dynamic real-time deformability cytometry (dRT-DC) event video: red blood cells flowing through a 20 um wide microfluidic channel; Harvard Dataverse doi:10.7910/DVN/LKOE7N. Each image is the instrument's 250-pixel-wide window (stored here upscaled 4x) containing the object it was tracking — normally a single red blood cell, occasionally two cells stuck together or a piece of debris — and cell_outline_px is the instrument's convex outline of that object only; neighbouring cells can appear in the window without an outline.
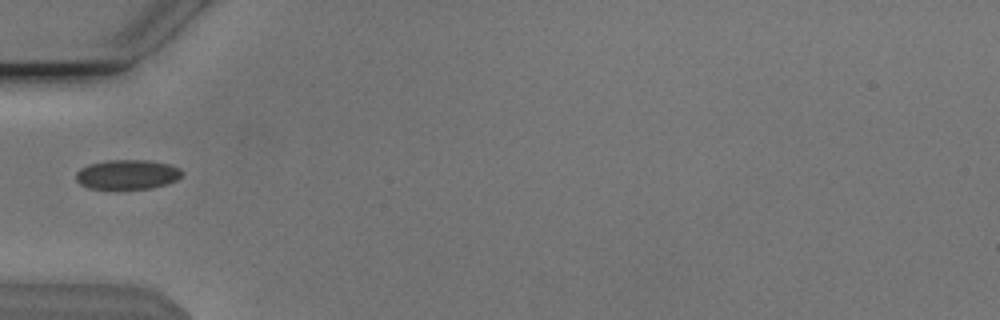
{"species": "Egyptian fruit bat (a non-hibernating species)", "species_latin": "Rousettus aegyptiacus", "temperature_condition": "cold", "stored_images_in_passage": 36, "camera_frame_rate_fps": 3000, "um_per_image_px": 0.085, "animal": {"sex": "male"}, "frame": {"image": 1, "passage_image": 1, "time_ms": 0.0, "image_size_px": [1000, 320], "cell_outline_px": [[184, 172], [176, 180], [152, 188], [124, 192], [88, 188], [80, 184], [76, 180], [76, 172], [80, 168], [88, 164], [108, 160], [148, 160], [168, 164], [180, 168]], "centroid_in_image_um": [10.78, 14.88], "position_along_channel_um": 74.2, "area_um2": 19.07}}
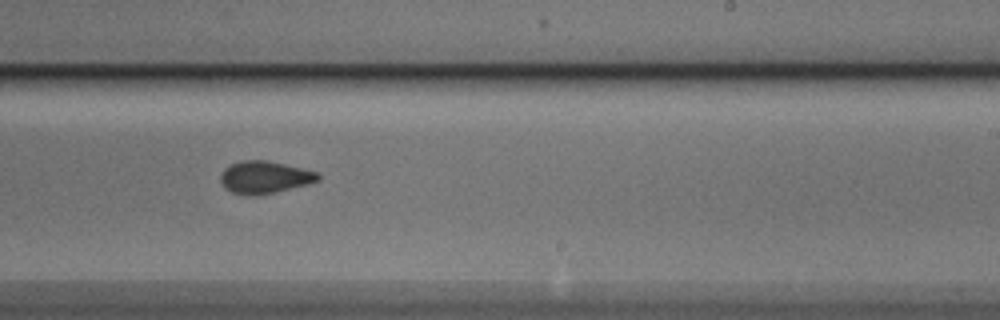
{"frame": {"image": 2, "passage_image": 16, "time_ms": 5.0, "image_size_px": [1000, 320], "cell_outline_px": [[320, 180], [308, 184], [276, 192], [256, 196], [248, 196], [232, 192], [224, 188], [220, 180], [220, 176], [224, 168], [232, 164], [244, 160], [268, 160], [316, 172], [320, 176]], "centroid_in_image_um": [22.47, 15.08], "position_along_channel_um": 266.5, "area_um2": 18.38}}
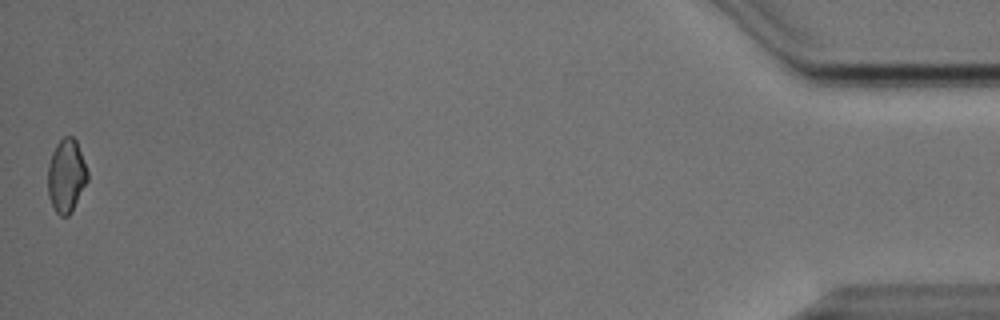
{"frame": {"image": 3, "passage_image": 36, "time_ms": 11.667, "image_size_px": [1000, 320], "cell_outline_px": [[88, 180], [72, 212], [68, 216], [60, 216], [56, 212], [48, 196], [48, 164], [52, 152], [56, 144], [64, 136], [72, 136], [76, 140], [88, 172]], "centroid_in_image_um": [5.63, 14.95], "position_along_channel_um": 429.6, "area_um2": 16.99}, "authors_computed_cell_mechanics": {"area_um2": 18.0914, "velocity_mm_per_s": 3.8362, "shape_relaxation_time_tau1_ms": 3.4291, "shape_relaxation_time_tau2_ms": 1.5253, "deformation_change_tau1": 0.068, "deformation_change_tau2": 0.0458}}